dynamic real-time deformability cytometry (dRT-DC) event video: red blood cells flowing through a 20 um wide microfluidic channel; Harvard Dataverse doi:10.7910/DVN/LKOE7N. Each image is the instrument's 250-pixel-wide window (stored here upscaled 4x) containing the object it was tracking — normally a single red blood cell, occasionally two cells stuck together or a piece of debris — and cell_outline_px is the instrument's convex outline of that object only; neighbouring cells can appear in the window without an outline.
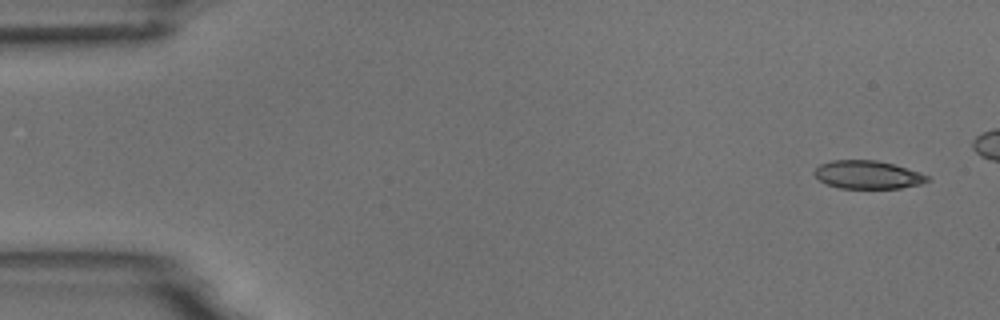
{"species": "common noctule bat (a hibernating species)", "species_latin": "Nyctalus noctula", "temperature_condition": "room temperature", "stored_images_in_passage": 5, "camera_frame_rate_fps": 3000, "um_per_image_px": 0.085, "animal": {"sex": "male", "body_mass_g": 18.8}, "frame": {"image": 1, "passage_image": 1, "time_ms": 0.0, "image_size_px": [1000, 320], "cell_outline_px": [[932, 180], [920, 184], [900, 188], [840, 188], [828, 184], [820, 180], [812, 172], [820, 164], [832, 160], [876, 160], [892, 164], [920, 172], [928, 176]], "centroid_in_image_um": [73.76, 14.85], "position_along_channel_um": 11.2, "area_um2": 18.44}}